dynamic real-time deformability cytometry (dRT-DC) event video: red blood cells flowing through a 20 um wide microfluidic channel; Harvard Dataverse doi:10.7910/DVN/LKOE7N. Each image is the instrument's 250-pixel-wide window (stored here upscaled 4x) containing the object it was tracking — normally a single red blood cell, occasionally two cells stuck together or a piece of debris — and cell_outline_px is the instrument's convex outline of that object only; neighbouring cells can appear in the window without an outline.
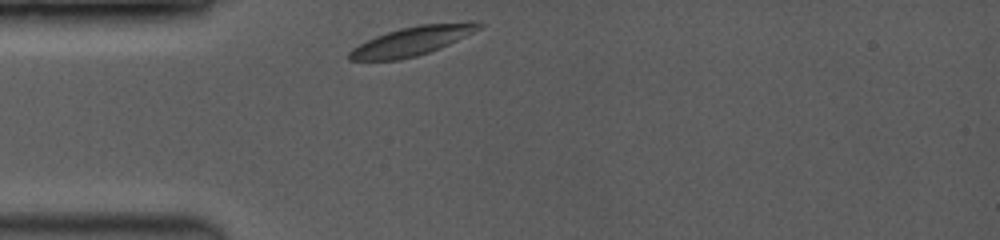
{"species": "common noctule bat (a hibernating species)", "species_latin": "Nyctalus noctula", "temperature_condition": "room temperature", "stored_images_in_passage": 33, "camera_frame_rate_fps": 3500, "um_per_image_px": 0.085, "animal": {"sex": "female", "body_mass_g": 19.0, "forearm_length_mm": 53.3}, "frame": {"image": 1, "passage_image": 1, "time_ms": 0.0, "image_size_px": [1000, 240], "cell_outline_px": [[484, 24], [480, 28], [440, 48], [416, 56], [400, 60], [348, 60], [348, 52], [352, 48], [376, 36], [400, 28], [420, 24], [468, 20], [476, 20]], "centroid_in_image_um": [35.06, 3.46], "position_along_channel_um": 49.9, "area_um2": 21.91}}
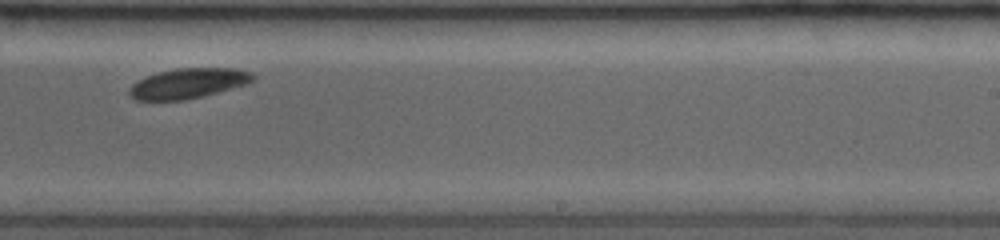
{"frame": {"image": 2, "passage_image": 18, "time_ms": 6.0, "image_size_px": [1000, 240], "cell_outline_px": [[256, 76], [248, 84], [204, 96], [184, 100], [136, 100], [128, 96], [128, 92], [132, 84], [148, 76], [160, 72], [176, 68], [236, 68], [252, 72]], "centroid_in_image_um": [16.03, 7.09], "position_along_channel_um": 273.0, "area_um2": 21.73}}
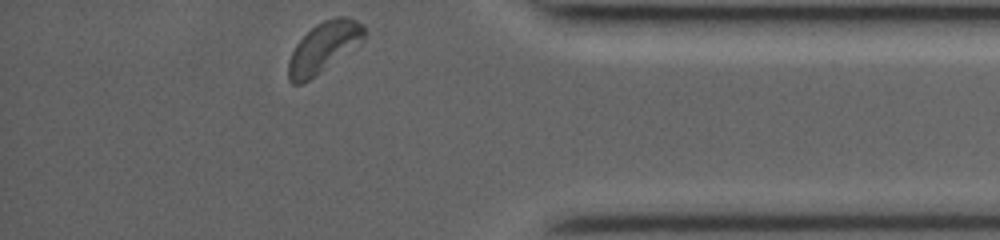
{"frame": {"image": 3, "passage_image": 33, "time_ms": 9.714, "image_size_px": [1000, 240], "cell_outline_px": [[368, 32], [364, 40], [360, 44], [316, 76], [300, 84], [292, 84], [288, 80], [288, 60], [296, 44], [316, 24], [324, 20], [336, 16], [348, 16], [364, 24]], "centroid_in_image_um": [27.56, 4.01], "position_along_channel_um": 407.6, "area_um2": 22.54}, "authors_computed_cell_mechanics": {"area_um2": 22.253, "velocity_mm_per_s": 3.915, "shape_relaxation_time_tau1_ms": 0.7423, "shape_relaxation_time_tau2_ms": null, "deformation_change_tau1": 0.0432, "deformation_change_tau2": null}}